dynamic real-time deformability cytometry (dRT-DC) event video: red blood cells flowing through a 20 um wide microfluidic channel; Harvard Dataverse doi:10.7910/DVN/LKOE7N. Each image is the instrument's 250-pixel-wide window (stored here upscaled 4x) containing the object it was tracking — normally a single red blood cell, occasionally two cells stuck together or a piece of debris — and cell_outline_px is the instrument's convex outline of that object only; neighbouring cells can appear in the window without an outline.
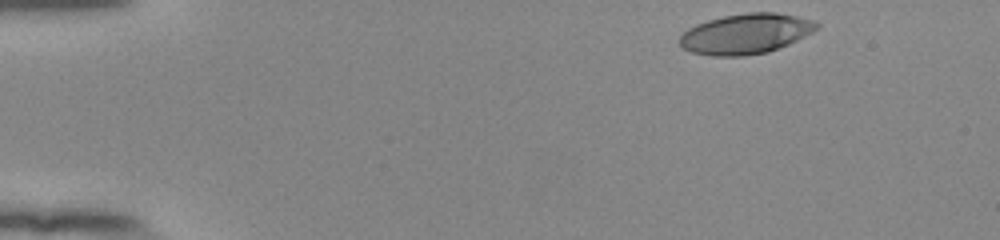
{"species": "human", "species_latin": "Homo sapiens", "temperature_condition": "room temperature", "stored_images_in_passage": 48, "camera_frame_rate_fps": 3000, "um_per_image_px": 0.085, "donor": {"sex": "female"}, "frame": {"image": 1, "passage_image": 1, "time_ms": 0.0, "image_size_px": [1000, 240], "cell_outline_px": [[820, 28], [788, 44], [768, 52], [740, 56], [712, 56], [692, 52], [680, 48], [680, 36], [688, 28], [696, 24], [708, 20], [724, 16], [748, 12], [776, 12], [816, 20], [820, 24]], "centroid_in_image_um": [63.4, 2.86], "position_along_channel_um": 21.6, "area_um2": 32.19}}
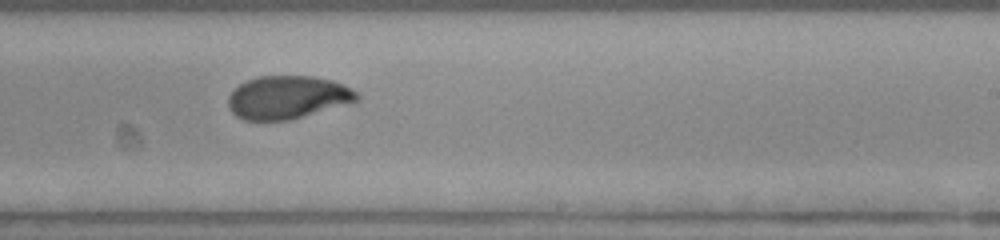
{"frame": {"image": 2, "passage_image": 28, "time_ms": 9.0, "image_size_px": [1000, 240], "cell_outline_px": [[360, 100], [352, 104], [288, 120], [244, 120], [236, 116], [228, 108], [228, 96], [240, 84], [248, 80], [260, 76], [312, 76], [332, 80], [356, 92], [360, 96]], "centroid_in_image_um": [24.47, 8.29], "position_along_channel_um": 264.5, "area_um2": 32.37}}
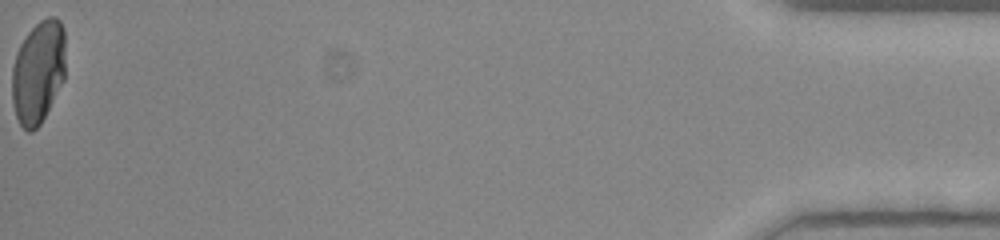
{"frame": {"image": 3, "passage_image": 48, "time_ms": 15.667, "image_size_px": [1000, 240], "cell_outline_px": [[64, 80], [40, 124], [32, 132], [28, 132], [20, 124], [16, 116], [12, 104], [12, 68], [16, 52], [20, 44], [28, 32], [40, 20], [48, 16], [56, 16], [60, 20], [64, 28]], "centroid_in_image_um": [3.24, 6.1], "position_along_channel_um": 432.0, "area_um2": 32.19}, "authors_computed_cell_mechanics": {"area_um2": 32.4547, "velocity_mm_per_s": 3.8868, "shape_relaxation_time_tau1_ms": 4.2068, "shape_relaxation_time_tau2_ms": 1.1825, "deformation_change_tau1": 0.1755, "deformation_change_tau2": 0.049}}